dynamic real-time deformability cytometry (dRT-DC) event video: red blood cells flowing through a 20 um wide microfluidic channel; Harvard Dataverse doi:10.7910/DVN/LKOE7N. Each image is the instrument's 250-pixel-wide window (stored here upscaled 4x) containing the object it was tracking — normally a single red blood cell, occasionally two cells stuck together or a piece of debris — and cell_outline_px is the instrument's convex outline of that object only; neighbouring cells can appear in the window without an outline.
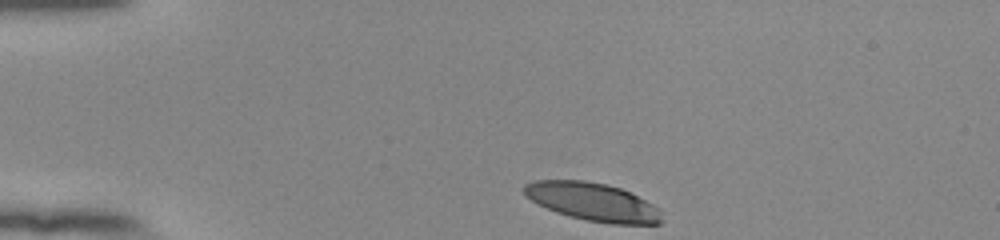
{"species": "human", "species_latin": "Homo sapiens", "temperature_condition": "room temperature", "stored_images_in_passage": 36, "camera_frame_rate_fps": 3000, "um_per_image_px": 0.085, "donor": {"sex": "female"}, "frame": {"image": 1, "passage_image": 1, "time_ms": 0.0, "image_size_px": [1000, 240], "cell_outline_px": [[664, 220], [660, 224], [612, 224], [588, 220], [568, 216], [556, 212], [532, 200], [524, 192], [524, 184], [536, 180], [584, 180], [608, 184], [620, 188], [660, 208]], "centroid_in_image_um": [50.43, 17.16], "position_along_channel_um": 34.6, "area_um2": 30.4}}
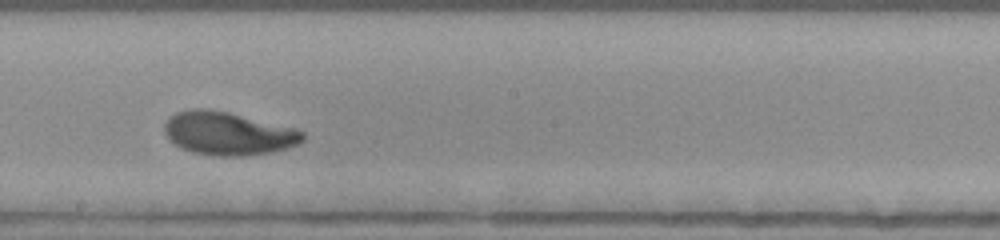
{"frame": {"image": 2, "passage_image": 21, "time_ms": 6.667, "image_size_px": [1000, 240], "cell_outline_px": [[304, 140], [300, 144], [288, 148], [272, 152], [244, 156], [216, 156], [192, 152], [180, 148], [164, 132], [164, 124], [168, 116], [176, 112], [192, 108], [208, 108], [228, 112], [296, 128], [304, 132]], "centroid_in_image_um": [19.4, 11.34], "position_along_channel_um": 228.8, "area_um2": 35.08}}
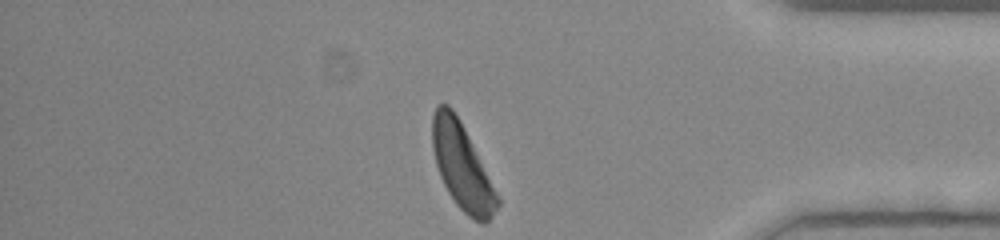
{"frame": {"image": 3, "passage_image": 36, "time_ms": 11.667, "image_size_px": [1000, 240], "cell_outline_px": [[500, 204], [492, 216], [484, 224], [468, 216], [456, 204], [448, 192], [440, 176], [436, 164], [432, 148], [432, 116], [436, 104], [448, 104], [452, 108], [460, 120], [500, 200]], "centroid_in_image_um": [39.24, 14.14], "position_along_channel_um": 396.0, "area_um2": 31.91}, "authors_computed_cell_mechanics": {"area_um2": 33.5529, "velocity_mm_per_s": 3.7968, "shape_relaxation_time_tau1_ms": 3.1911, "shape_relaxation_time_tau2_ms": 1.3664, "deformation_change_tau1": 0.1766, "deformation_change_tau2": 0.0755}}